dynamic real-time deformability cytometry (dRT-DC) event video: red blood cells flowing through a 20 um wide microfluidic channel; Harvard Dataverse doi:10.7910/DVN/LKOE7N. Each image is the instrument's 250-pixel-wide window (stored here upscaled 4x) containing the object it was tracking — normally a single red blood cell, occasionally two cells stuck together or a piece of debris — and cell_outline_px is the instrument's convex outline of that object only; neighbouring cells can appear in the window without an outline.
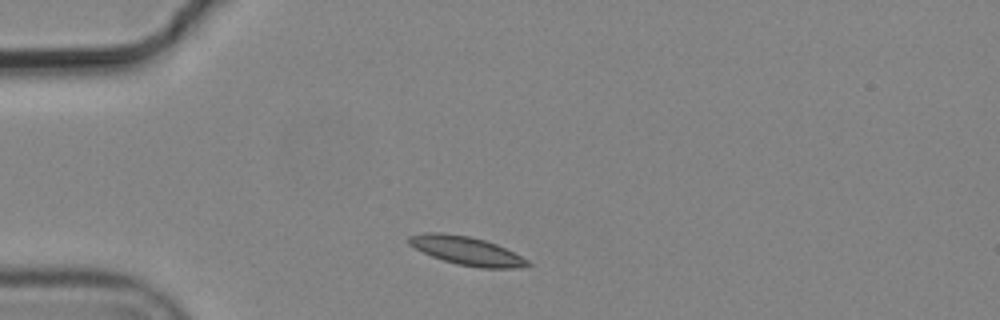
{"species": "common noctule bat (a hibernating species)", "species_latin": "Nyctalus noctula", "temperature_condition": "cold", "stored_images_in_passage": 6, "camera_frame_rate_fps": 3000, "um_per_image_px": 0.085, "animal": {"sex": "male", "body_mass_g": 19.2, "forearm_length_mm": 51.8}, "frame": {"image": 1, "passage_image": 1, "time_ms": 0.0, "image_size_px": [1000, 320], "cell_outline_px": [[532, 264], [516, 268], [480, 268], [456, 264], [432, 256], [408, 244], [408, 236], [424, 232], [440, 232], [468, 236], [484, 240], [496, 244], [528, 260]], "centroid_in_image_um": [39.63, 21.31], "position_along_channel_um": 45.4, "area_um2": 19.48}}
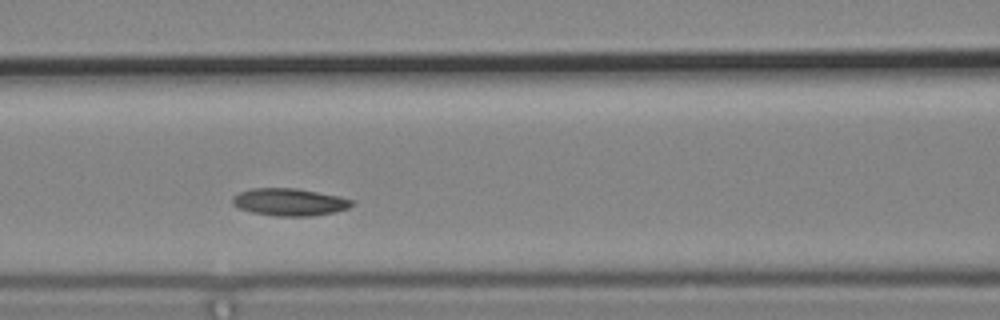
{"frame": {"image": 2, "passage_image": 4, "time_ms": 1.0, "image_size_px": [1000, 320], "cell_outline_px": [[356, 204], [348, 208], [336, 212], [312, 216], [276, 216], [252, 212], [240, 208], [232, 204], [232, 196], [240, 192], [252, 188], [296, 188], [336, 196], [352, 200]], "centroid_in_image_um": [24.6, 17.18], "position_along_channel_um": 142.0, "area_um2": 18.96}}
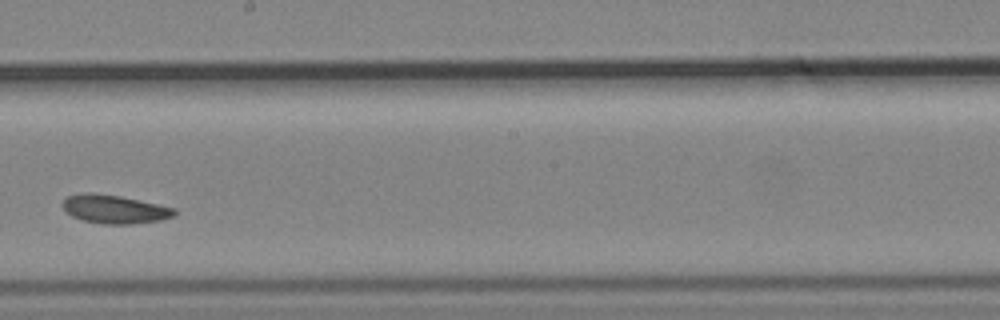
{"frame": {"image": 3, "passage_image": 6, "time_ms": 1.667, "image_size_px": [1000, 320], "cell_outline_px": [[176, 212], [172, 216], [160, 220], [132, 224], [104, 224], [84, 220], [72, 216], [64, 208], [64, 200], [68, 196], [80, 192], [92, 192], [120, 196], [176, 208]], "centroid_in_image_um": [9.74, 17.77], "position_along_channel_um": 238.5, "area_um2": 18.38}}